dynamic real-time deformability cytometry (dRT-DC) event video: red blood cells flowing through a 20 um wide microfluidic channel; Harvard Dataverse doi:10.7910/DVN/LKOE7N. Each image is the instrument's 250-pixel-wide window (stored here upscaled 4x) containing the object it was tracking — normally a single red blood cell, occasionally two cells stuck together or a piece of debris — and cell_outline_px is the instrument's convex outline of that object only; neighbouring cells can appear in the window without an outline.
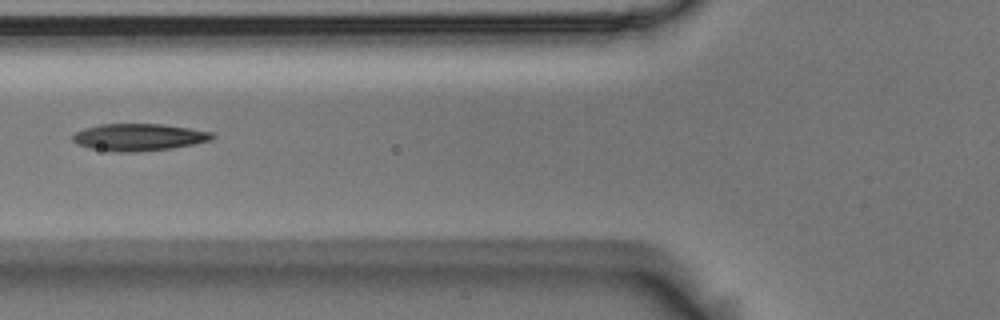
{"species": "Egyptian fruit bat (a non-hibernating species)", "species_latin": "Rousettus aegyptiacus", "temperature_condition": "room temperature", "stored_images_in_passage": 2, "camera_frame_rate_fps": 3000, "um_per_image_px": 0.085, "animal": {"sex": "male"}, "frame": {"image": 1, "passage_image": 2, "time_ms": 0.333, "image_size_px": [1000, 320], "cell_outline_px": [[216, 136], [212, 140], [172, 148], [136, 152], [116, 152], [88, 148], [76, 144], [72, 140], [72, 136], [76, 132], [84, 128], [100, 124], [164, 124], [212, 132]], "centroid_in_image_um": [11.78, 11.66], "position_along_channel_um": 114.0, "area_um2": 22.14}}